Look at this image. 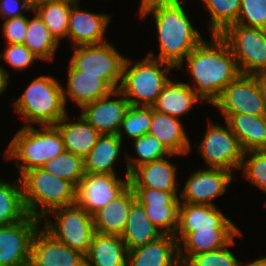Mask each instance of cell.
Here are the masks:
<instances>
[{"mask_svg": "<svg viewBox=\"0 0 266 266\" xmlns=\"http://www.w3.org/2000/svg\"><path fill=\"white\" fill-rule=\"evenodd\" d=\"M209 42L203 39L187 56L197 96L203 102L214 104L223 89L240 74V70L227 42L218 34Z\"/></svg>", "mask_w": 266, "mask_h": 266, "instance_id": "1", "label": "cell"}, {"mask_svg": "<svg viewBox=\"0 0 266 266\" xmlns=\"http://www.w3.org/2000/svg\"><path fill=\"white\" fill-rule=\"evenodd\" d=\"M184 5L185 2L160 4L139 13L142 18L152 14L159 39L158 56H154L153 52L147 55L176 69H183L186 56L204 39L193 27Z\"/></svg>", "mask_w": 266, "mask_h": 266, "instance_id": "2", "label": "cell"}, {"mask_svg": "<svg viewBox=\"0 0 266 266\" xmlns=\"http://www.w3.org/2000/svg\"><path fill=\"white\" fill-rule=\"evenodd\" d=\"M65 151L62 135L55 125L23 126L8 144L5 158L15 161L20 177Z\"/></svg>", "mask_w": 266, "mask_h": 266, "instance_id": "3", "label": "cell"}, {"mask_svg": "<svg viewBox=\"0 0 266 266\" xmlns=\"http://www.w3.org/2000/svg\"><path fill=\"white\" fill-rule=\"evenodd\" d=\"M13 107L24 120L23 126L56 125L67 114L63 85L54 77L41 75L29 83Z\"/></svg>", "mask_w": 266, "mask_h": 266, "instance_id": "4", "label": "cell"}, {"mask_svg": "<svg viewBox=\"0 0 266 266\" xmlns=\"http://www.w3.org/2000/svg\"><path fill=\"white\" fill-rule=\"evenodd\" d=\"M23 202L28 215L39 219L59 207L75 203L76 187L43 168L25 171L20 177Z\"/></svg>", "mask_w": 266, "mask_h": 266, "instance_id": "5", "label": "cell"}, {"mask_svg": "<svg viewBox=\"0 0 266 266\" xmlns=\"http://www.w3.org/2000/svg\"><path fill=\"white\" fill-rule=\"evenodd\" d=\"M132 63L126 57L119 91L131 106L152 107L170 80L167 74L175 67L148 55L138 63Z\"/></svg>", "mask_w": 266, "mask_h": 266, "instance_id": "6", "label": "cell"}, {"mask_svg": "<svg viewBox=\"0 0 266 266\" xmlns=\"http://www.w3.org/2000/svg\"><path fill=\"white\" fill-rule=\"evenodd\" d=\"M51 212L55 222L43 218V228L56 240L86 255L95 233L93 215L76 203L55 208L48 214Z\"/></svg>", "mask_w": 266, "mask_h": 266, "instance_id": "7", "label": "cell"}, {"mask_svg": "<svg viewBox=\"0 0 266 266\" xmlns=\"http://www.w3.org/2000/svg\"><path fill=\"white\" fill-rule=\"evenodd\" d=\"M125 60L126 57L107 41L74 47L69 62L84 75L99 76L114 91L119 90Z\"/></svg>", "mask_w": 266, "mask_h": 266, "instance_id": "8", "label": "cell"}, {"mask_svg": "<svg viewBox=\"0 0 266 266\" xmlns=\"http://www.w3.org/2000/svg\"><path fill=\"white\" fill-rule=\"evenodd\" d=\"M220 36L227 42L241 74L266 70V29L229 25Z\"/></svg>", "mask_w": 266, "mask_h": 266, "instance_id": "9", "label": "cell"}, {"mask_svg": "<svg viewBox=\"0 0 266 266\" xmlns=\"http://www.w3.org/2000/svg\"><path fill=\"white\" fill-rule=\"evenodd\" d=\"M208 126L198 151L207 167L223 168L229 171L240 170L244 151L236 135L226 123V128L208 119Z\"/></svg>", "mask_w": 266, "mask_h": 266, "instance_id": "10", "label": "cell"}, {"mask_svg": "<svg viewBox=\"0 0 266 266\" xmlns=\"http://www.w3.org/2000/svg\"><path fill=\"white\" fill-rule=\"evenodd\" d=\"M226 120L231 114L266 115V99L255 75L240 74L220 93L213 104Z\"/></svg>", "mask_w": 266, "mask_h": 266, "instance_id": "11", "label": "cell"}, {"mask_svg": "<svg viewBox=\"0 0 266 266\" xmlns=\"http://www.w3.org/2000/svg\"><path fill=\"white\" fill-rule=\"evenodd\" d=\"M128 186L129 176L122 179L116 174H85L76 186L75 203L93 215Z\"/></svg>", "mask_w": 266, "mask_h": 266, "instance_id": "12", "label": "cell"}, {"mask_svg": "<svg viewBox=\"0 0 266 266\" xmlns=\"http://www.w3.org/2000/svg\"><path fill=\"white\" fill-rule=\"evenodd\" d=\"M41 221L28 215L21 222L0 226V266H27L31 242Z\"/></svg>", "mask_w": 266, "mask_h": 266, "instance_id": "13", "label": "cell"}, {"mask_svg": "<svg viewBox=\"0 0 266 266\" xmlns=\"http://www.w3.org/2000/svg\"><path fill=\"white\" fill-rule=\"evenodd\" d=\"M233 180V172L207 167L192 172L180 192V203L215 206L218 196L224 195Z\"/></svg>", "mask_w": 266, "mask_h": 266, "instance_id": "14", "label": "cell"}, {"mask_svg": "<svg viewBox=\"0 0 266 266\" xmlns=\"http://www.w3.org/2000/svg\"><path fill=\"white\" fill-rule=\"evenodd\" d=\"M149 220L164 234L175 236L178 226V192L151 188H132Z\"/></svg>", "mask_w": 266, "mask_h": 266, "instance_id": "15", "label": "cell"}, {"mask_svg": "<svg viewBox=\"0 0 266 266\" xmlns=\"http://www.w3.org/2000/svg\"><path fill=\"white\" fill-rule=\"evenodd\" d=\"M113 96L119 98L114 100ZM129 106L125 96L119 90H114L105 97L83 105L80 115L101 135H117Z\"/></svg>", "mask_w": 266, "mask_h": 266, "instance_id": "16", "label": "cell"}, {"mask_svg": "<svg viewBox=\"0 0 266 266\" xmlns=\"http://www.w3.org/2000/svg\"><path fill=\"white\" fill-rule=\"evenodd\" d=\"M40 228L35 232L31 242L30 262L34 266L85 265V255L56 240L44 228Z\"/></svg>", "mask_w": 266, "mask_h": 266, "instance_id": "17", "label": "cell"}, {"mask_svg": "<svg viewBox=\"0 0 266 266\" xmlns=\"http://www.w3.org/2000/svg\"><path fill=\"white\" fill-rule=\"evenodd\" d=\"M79 0L72 6L67 38L74 47L81 45H97L107 42L106 28L111 16L105 12L94 13L79 8Z\"/></svg>", "mask_w": 266, "mask_h": 266, "instance_id": "18", "label": "cell"}, {"mask_svg": "<svg viewBox=\"0 0 266 266\" xmlns=\"http://www.w3.org/2000/svg\"><path fill=\"white\" fill-rule=\"evenodd\" d=\"M240 230L217 206L180 203L176 232Z\"/></svg>", "mask_w": 266, "mask_h": 266, "instance_id": "19", "label": "cell"}, {"mask_svg": "<svg viewBox=\"0 0 266 266\" xmlns=\"http://www.w3.org/2000/svg\"><path fill=\"white\" fill-rule=\"evenodd\" d=\"M240 234H242L240 230L175 232V238L178 240L181 265L183 266L193 255L214 251L226 246L233 238Z\"/></svg>", "mask_w": 266, "mask_h": 266, "instance_id": "20", "label": "cell"}, {"mask_svg": "<svg viewBox=\"0 0 266 266\" xmlns=\"http://www.w3.org/2000/svg\"><path fill=\"white\" fill-rule=\"evenodd\" d=\"M167 159L164 157L134 168L129 173V186L177 192V168Z\"/></svg>", "mask_w": 266, "mask_h": 266, "instance_id": "21", "label": "cell"}, {"mask_svg": "<svg viewBox=\"0 0 266 266\" xmlns=\"http://www.w3.org/2000/svg\"><path fill=\"white\" fill-rule=\"evenodd\" d=\"M127 266H182L178 240L175 236L163 235L144 246L128 250Z\"/></svg>", "mask_w": 266, "mask_h": 266, "instance_id": "22", "label": "cell"}, {"mask_svg": "<svg viewBox=\"0 0 266 266\" xmlns=\"http://www.w3.org/2000/svg\"><path fill=\"white\" fill-rule=\"evenodd\" d=\"M68 78L67 87L63 88V98L65 105L70 98L79 106V109L90 102L109 95L113 90L99 76L84 75L77 70L70 62L67 66ZM68 97V98H67Z\"/></svg>", "mask_w": 266, "mask_h": 266, "instance_id": "23", "label": "cell"}, {"mask_svg": "<svg viewBox=\"0 0 266 266\" xmlns=\"http://www.w3.org/2000/svg\"><path fill=\"white\" fill-rule=\"evenodd\" d=\"M135 201L134 190L128 186L104 208L93 214L95 232L121 235L125 230L131 205Z\"/></svg>", "mask_w": 266, "mask_h": 266, "instance_id": "24", "label": "cell"}, {"mask_svg": "<svg viewBox=\"0 0 266 266\" xmlns=\"http://www.w3.org/2000/svg\"><path fill=\"white\" fill-rule=\"evenodd\" d=\"M128 249L121 235L95 232L85 255L86 266H127Z\"/></svg>", "mask_w": 266, "mask_h": 266, "instance_id": "25", "label": "cell"}, {"mask_svg": "<svg viewBox=\"0 0 266 266\" xmlns=\"http://www.w3.org/2000/svg\"><path fill=\"white\" fill-rule=\"evenodd\" d=\"M181 119L153 110L149 134L155 136L171 154L187 155L191 141Z\"/></svg>", "mask_w": 266, "mask_h": 266, "instance_id": "26", "label": "cell"}, {"mask_svg": "<svg viewBox=\"0 0 266 266\" xmlns=\"http://www.w3.org/2000/svg\"><path fill=\"white\" fill-rule=\"evenodd\" d=\"M68 117L66 114L55 126L62 135L65 150L84 159L101 134L81 115L76 122H70Z\"/></svg>", "mask_w": 266, "mask_h": 266, "instance_id": "27", "label": "cell"}, {"mask_svg": "<svg viewBox=\"0 0 266 266\" xmlns=\"http://www.w3.org/2000/svg\"><path fill=\"white\" fill-rule=\"evenodd\" d=\"M202 102L190 84L169 80L152 105L153 110L179 118L193 109L195 102Z\"/></svg>", "mask_w": 266, "mask_h": 266, "instance_id": "28", "label": "cell"}, {"mask_svg": "<svg viewBox=\"0 0 266 266\" xmlns=\"http://www.w3.org/2000/svg\"><path fill=\"white\" fill-rule=\"evenodd\" d=\"M244 153L266 150V115L231 114L226 120Z\"/></svg>", "mask_w": 266, "mask_h": 266, "instance_id": "29", "label": "cell"}, {"mask_svg": "<svg viewBox=\"0 0 266 266\" xmlns=\"http://www.w3.org/2000/svg\"><path fill=\"white\" fill-rule=\"evenodd\" d=\"M122 143L116 134L101 135L84 158L85 174H116L114 164L119 161Z\"/></svg>", "mask_w": 266, "mask_h": 266, "instance_id": "30", "label": "cell"}, {"mask_svg": "<svg viewBox=\"0 0 266 266\" xmlns=\"http://www.w3.org/2000/svg\"><path fill=\"white\" fill-rule=\"evenodd\" d=\"M164 234L149 220L144 207L136 200L129 210L121 238L128 250L153 242Z\"/></svg>", "mask_w": 266, "mask_h": 266, "instance_id": "31", "label": "cell"}, {"mask_svg": "<svg viewBox=\"0 0 266 266\" xmlns=\"http://www.w3.org/2000/svg\"><path fill=\"white\" fill-rule=\"evenodd\" d=\"M27 216L20 178L14 183L0 180V226L21 222Z\"/></svg>", "mask_w": 266, "mask_h": 266, "instance_id": "32", "label": "cell"}, {"mask_svg": "<svg viewBox=\"0 0 266 266\" xmlns=\"http://www.w3.org/2000/svg\"><path fill=\"white\" fill-rule=\"evenodd\" d=\"M33 13L35 16L32 19L28 18L27 32L23 44L39 60L51 62L60 44L49 33V30L39 15L34 10Z\"/></svg>", "mask_w": 266, "mask_h": 266, "instance_id": "33", "label": "cell"}, {"mask_svg": "<svg viewBox=\"0 0 266 266\" xmlns=\"http://www.w3.org/2000/svg\"><path fill=\"white\" fill-rule=\"evenodd\" d=\"M77 1L78 0L51 1L33 9L42 19L49 33L59 44L61 42L60 39L67 37L71 8Z\"/></svg>", "mask_w": 266, "mask_h": 266, "instance_id": "34", "label": "cell"}, {"mask_svg": "<svg viewBox=\"0 0 266 266\" xmlns=\"http://www.w3.org/2000/svg\"><path fill=\"white\" fill-rule=\"evenodd\" d=\"M134 151L138 157H130L126 151L123 154L126 160V176L136 167L141 164L152 162L164 157L177 156L178 154H171L166 147L153 135L147 133L139 138L133 139Z\"/></svg>", "mask_w": 266, "mask_h": 266, "instance_id": "35", "label": "cell"}, {"mask_svg": "<svg viewBox=\"0 0 266 266\" xmlns=\"http://www.w3.org/2000/svg\"><path fill=\"white\" fill-rule=\"evenodd\" d=\"M206 6L211 18L208 31L220 35L229 25L235 24L239 17L241 0H200Z\"/></svg>", "mask_w": 266, "mask_h": 266, "instance_id": "36", "label": "cell"}, {"mask_svg": "<svg viewBox=\"0 0 266 266\" xmlns=\"http://www.w3.org/2000/svg\"><path fill=\"white\" fill-rule=\"evenodd\" d=\"M41 168L50 174L71 182L75 187L85 175L84 159L67 151L57 155Z\"/></svg>", "mask_w": 266, "mask_h": 266, "instance_id": "37", "label": "cell"}, {"mask_svg": "<svg viewBox=\"0 0 266 266\" xmlns=\"http://www.w3.org/2000/svg\"><path fill=\"white\" fill-rule=\"evenodd\" d=\"M152 120V107L129 106L121 123L118 136L123 141L126 134L129 139H136L149 133ZM124 134H123V132Z\"/></svg>", "mask_w": 266, "mask_h": 266, "instance_id": "38", "label": "cell"}, {"mask_svg": "<svg viewBox=\"0 0 266 266\" xmlns=\"http://www.w3.org/2000/svg\"><path fill=\"white\" fill-rule=\"evenodd\" d=\"M240 169L246 180L266 193V150L244 153Z\"/></svg>", "mask_w": 266, "mask_h": 266, "instance_id": "39", "label": "cell"}, {"mask_svg": "<svg viewBox=\"0 0 266 266\" xmlns=\"http://www.w3.org/2000/svg\"><path fill=\"white\" fill-rule=\"evenodd\" d=\"M234 240L220 249L193 255L183 266H241L242 261L237 260L229 249L235 245Z\"/></svg>", "mask_w": 266, "mask_h": 266, "instance_id": "40", "label": "cell"}, {"mask_svg": "<svg viewBox=\"0 0 266 266\" xmlns=\"http://www.w3.org/2000/svg\"><path fill=\"white\" fill-rule=\"evenodd\" d=\"M236 24L266 29V0H241Z\"/></svg>", "mask_w": 266, "mask_h": 266, "instance_id": "41", "label": "cell"}, {"mask_svg": "<svg viewBox=\"0 0 266 266\" xmlns=\"http://www.w3.org/2000/svg\"><path fill=\"white\" fill-rule=\"evenodd\" d=\"M0 58L19 72L31 67L35 60L39 59L24 44H7L6 50L0 53Z\"/></svg>", "mask_w": 266, "mask_h": 266, "instance_id": "42", "label": "cell"}, {"mask_svg": "<svg viewBox=\"0 0 266 266\" xmlns=\"http://www.w3.org/2000/svg\"><path fill=\"white\" fill-rule=\"evenodd\" d=\"M28 26L26 15L4 20L2 33L7 44H23Z\"/></svg>", "mask_w": 266, "mask_h": 266, "instance_id": "43", "label": "cell"}, {"mask_svg": "<svg viewBox=\"0 0 266 266\" xmlns=\"http://www.w3.org/2000/svg\"><path fill=\"white\" fill-rule=\"evenodd\" d=\"M22 9L23 11H33L28 0H0V16L2 19L7 20L25 15Z\"/></svg>", "mask_w": 266, "mask_h": 266, "instance_id": "44", "label": "cell"}, {"mask_svg": "<svg viewBox=\"0 0 266 266\" xmlns=\"http://www.w3.org/2000/svg\"><path fill=\"white\" fill-rule=\"evenodd\" d=\"M187 0H141L140 1V9L139 12H143L146 9L155 6V5H160V4H176V3H180V2H184Z\"/></svg>", "mask_w": 266, "mask_h": 266, "instance_id": "45", "label": "cell"}, {"mask_svg": "<svg viewBox=\"0 0 266 266\" xmlns=\"http://www.w3.org/2000/svg\"><path fill=\"white\" fill-rule=\"evenodd\" d=\"M9 72L3 66H0V95L6 91L9 84Z\"/></svg>", "mask_w": 266, "mask_h": 266, "instance_id": "46", "label": "cell"}, {"mask_svg": "<svg viewBox=\"0 0 266 266\" xmlns=\"http://www.w3.org/2000/svg\"><path fill=\"white\" fill-rule=\"evenodd\" d=\"M255 77L257 78L259 85L262 89L263 96L266 99V70L256 73Z\"/></svg>", "mask_w": 266, "mask_h": 266, "instance_id": "47", "label": "cell"}, {"mask_svg": "<svg viewBox=\"0 0 266 266\" xmlns=\"http://www.w3.org/2000/svg\"><path fill=\"white\" fill-rule=\"evenodd\" d=\"M241 266H266V256H262L246 264L242 263Z\"/></svg>", "mask_w": 266, "mask_h": 266, "instance_id": "48", "label": "cell"}, {"mask_svg": "<svg viewBox=\"0 0 266 266\" xmlns=\"http://www.w3.org/2000/svg\"><path fill=\"white\" fill-rule=\"evenodd\" d=\"M51 1H58V0H28V3L32 9H35L37 6Z\"/></svg>", "mask_w": 266, "mask_h": 266, "instance_id": "49", "label": "cell"}, {"mask_svg": "<svg viewBox=\"0 0 266 266\" xmlns=\"http://www.w3.org/2000/svg\"><path fill=\"white\" fill-rule=\"evenodd\" d=\"M27 266H34L31 262H29L28 264H27Z\"/></svg>", "mask_w": 266, "mask_h": 266, "instance_id": "50", "label": "cell"}]
</instances>
